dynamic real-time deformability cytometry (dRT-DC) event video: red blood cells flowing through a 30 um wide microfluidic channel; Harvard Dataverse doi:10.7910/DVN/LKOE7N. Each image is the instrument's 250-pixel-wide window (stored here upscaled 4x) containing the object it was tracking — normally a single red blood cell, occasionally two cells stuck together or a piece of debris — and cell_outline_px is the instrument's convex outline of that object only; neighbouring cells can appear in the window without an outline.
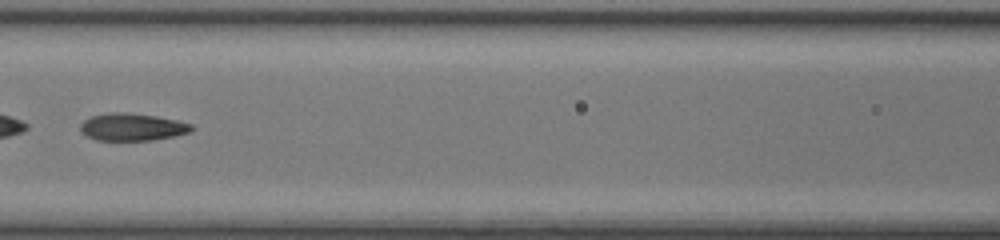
{"species": "common noctule bat (a hibernating species)", "species_latin": "Nyctalus noctula", "temperature_condition": "room temperature", "stored_images_in_passage": 48, "segment_of_instrument_passage": [2, 2], "camera_frame_rate_fps": 3000, "um_per_image_px": 0.085, "animal": {"sex": "female", "body_mass_g": 17.0, "forearm_length_mm": 48.0}, "frame": {"image": 1, "passage_image": 22, "time_ms": 7.0, "image_size_px": [1000, 240], "cell_outline_px": [[196, 128], [192, 132], [152, 140], [96, 140], [88, 136], [80, 128], [80, 124], [84, 120], [92, 116], [108, 112], [124, 112], [156, 116], [176, 120], [192, 124]], "centroid_in_image_um": [11.28, 10.79], "position_along_channel_um": 155.3, "area_um2": 17.69}}